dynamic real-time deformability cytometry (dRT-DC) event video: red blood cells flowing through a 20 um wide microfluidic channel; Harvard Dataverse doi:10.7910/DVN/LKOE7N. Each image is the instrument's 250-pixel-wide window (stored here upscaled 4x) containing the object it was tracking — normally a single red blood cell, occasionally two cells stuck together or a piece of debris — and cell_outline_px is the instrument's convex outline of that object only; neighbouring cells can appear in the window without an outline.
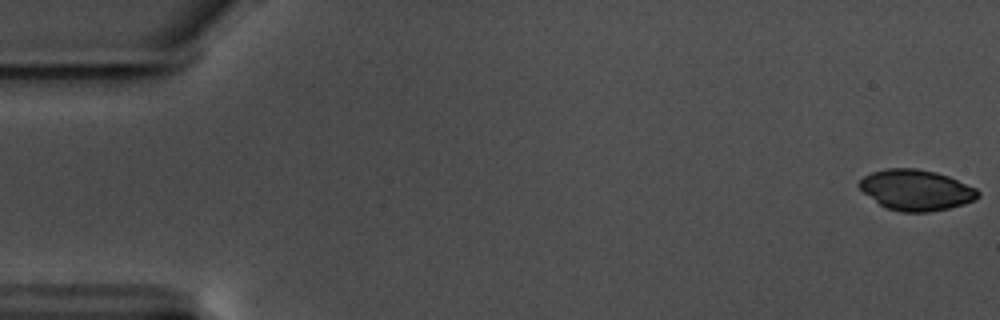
{"species": "common noctule bat (a hibernating species)", "species_latin": "Nyctalus noctula", "temperature_condition": "warm", "stored_images_in_passage": 58, "camera_frame_rate_fps": 3000, "um_per_image_px": 0.085, "animal": {"sex": "male", "body_mass_g": 17.5, "forearm_length_mm": 52.3}, "frame": {"image": 1, "passage_image": 1, "time_ms": 0.0, "image_size_px": [1000, 320], "cell_outline_px": [[980, 196], [976, 200], [964, 204], [948, 208], [928, 212], [900, 212], [888, 208], [880, 204], [864, 192], [856, 184], [864, 176], [872, 172], [888, 168], [916, 168], [936, 172], [948, 176], [976, 188], [980, 192]], "centroid_in_image_um": [77.89, 16.15], "position_along_channel_um": 7.1, "area_um2": 28.09}}
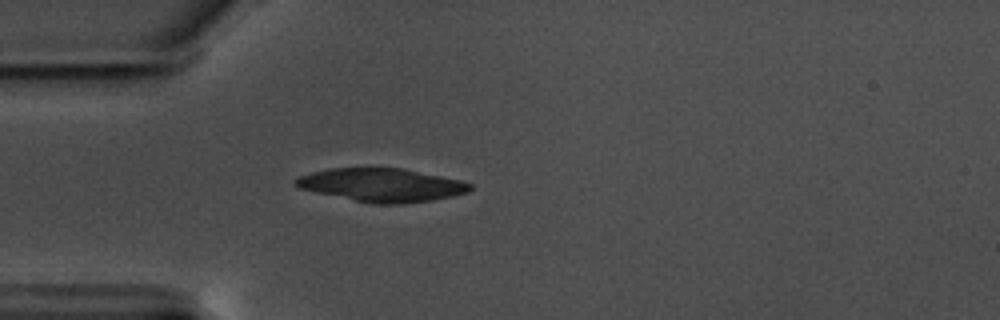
{"frame": {"image": 2, "passage_image": 17, "time_ms": 5.333, "image_size_px": [1000, 320], "cell_outline_px": [[472, 188], [468, 192], [452, 196], [404, 204], [376, 204], [316, 192], [300, 188], [292, 184], [300, 176], [312, 172], [328, 168], [400, 168], [460, 180], [472, 184]], "centroid_in_image_um": [32.44, 15.72], "position_along_channel_um": 52.6, "area_um2": 33.35}}